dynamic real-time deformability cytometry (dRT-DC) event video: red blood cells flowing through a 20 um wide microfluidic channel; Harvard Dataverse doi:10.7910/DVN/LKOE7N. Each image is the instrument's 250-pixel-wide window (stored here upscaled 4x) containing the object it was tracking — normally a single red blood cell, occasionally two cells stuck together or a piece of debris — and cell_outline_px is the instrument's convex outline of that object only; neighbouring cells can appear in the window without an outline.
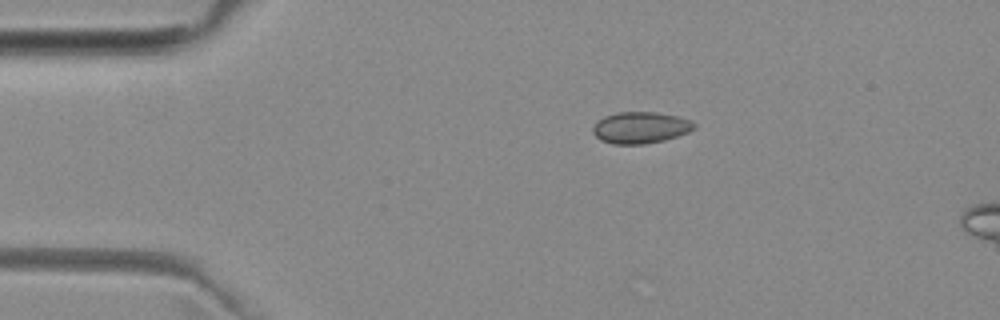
{"species": "common noctule bat (a hibernating species)", "species_latin": "Nyctalus noctula", "temperature_condition": "room temperature", "stored_images_in_passage": 4, "camera_frame_rate_fps": 3000, "um_per_image_px": 0.085, "animal": {"sex": "female", "body_mass_g": 29.2, "forearm_length_mm": 56.3}, "frame": {"image": 1, "passage_image": 2, "time_ms": 1.0, "image_size_px": [1000, 320], "cell_outline_px": [[696, 128], [688, 132], [664, 140], [644, 144], [612, 144], [600, 140], [592, 132], [592, 128], [604, 116], [616, 112], [656, 112], [680, 116], [696, 124]], "centroid_in_image_um": [54.44, 10.84], "position_along_channel_um": 30.6, "area_um2": 18.61}}